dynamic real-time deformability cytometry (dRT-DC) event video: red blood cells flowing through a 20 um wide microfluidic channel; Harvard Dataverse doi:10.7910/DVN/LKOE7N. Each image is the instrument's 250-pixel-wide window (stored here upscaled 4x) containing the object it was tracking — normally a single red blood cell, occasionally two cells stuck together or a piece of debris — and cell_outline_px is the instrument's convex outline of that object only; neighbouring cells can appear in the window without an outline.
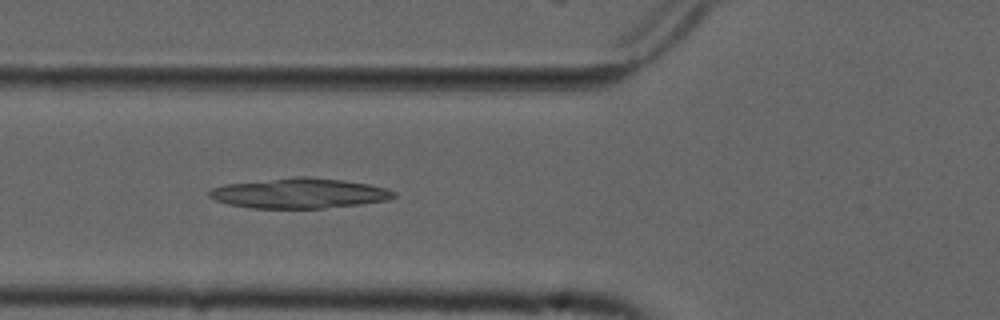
{"species": "common noctule bat (a hibernating species)", "species_latin": "Nyctalus noctula", "temperature_condition": "cold", "stored_images_in_passage": 46, "camera_frame_rate_fps": 3000, "um_per_image_px": 0.085, "animal": {"sex": "male", "forearm_length_mm": 52.5}, "frame": {"image": 1, "passage_image": 15, "time_ms": 4.667, "image_size_px": [1000, 320], "cell_outline_px": [[396, 196], [388, 200], [360, 204], [324, 208], [252, 208], [228, 204], [216, 200], [208, 196], [208, 192], [212, 188], [228, 184], [296, 176], [308, 176], [344, 180], [368, 184], [388, 188], [396, 192]], "centroid_in_image_um": [25.48, 16.42], "position_along_channel_um": 100.3, "area_um2": 32.37}}
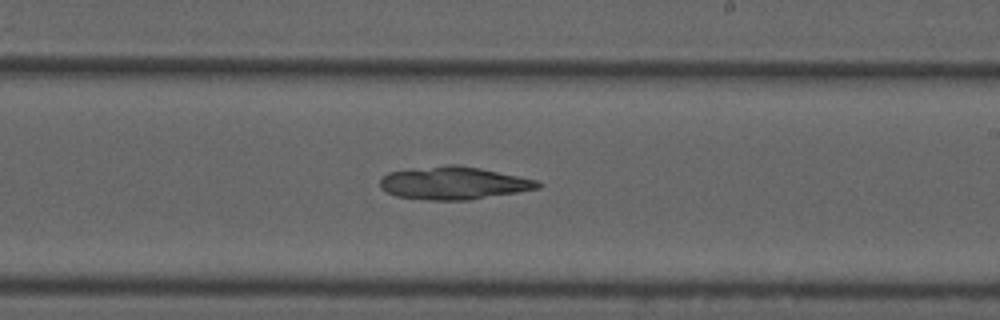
{"frame": {"image": 2, "passage_image": 27, "time_ms": 8.667, "image_size_px": [1000, 320], "cell_outline_px": [[544, 184], [540, 188], [468, 200], [428, 200], [396, 196], [380, 188], [380, 180], [388, 172], [448, 164], [456, 164], [480, 168], [536, 180]], "centroid_in_image_um": [38.56, 15.56], "position_along_channel_um": 250.4, "area_um2": 29.88}}
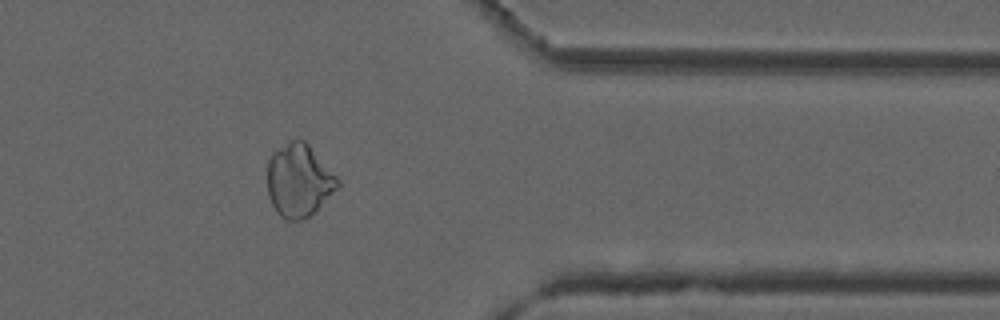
{"frame": {"image": 3, "passage_image": 39, "time_ms": 12.667, "image_size_px": [1000, 320], "cell_outline_px": [[340, 188], [316, 212], [304, 220], [284, 220], [276, 212], [268, 196], [268, 160], [272, 152], [292, 140], [304, 140], [308, 144], [340, 180]], "centroid_in_image_um": [25.43, 15.39], "position_along_channel_um": 386.0, "area_um2": 30.17}}